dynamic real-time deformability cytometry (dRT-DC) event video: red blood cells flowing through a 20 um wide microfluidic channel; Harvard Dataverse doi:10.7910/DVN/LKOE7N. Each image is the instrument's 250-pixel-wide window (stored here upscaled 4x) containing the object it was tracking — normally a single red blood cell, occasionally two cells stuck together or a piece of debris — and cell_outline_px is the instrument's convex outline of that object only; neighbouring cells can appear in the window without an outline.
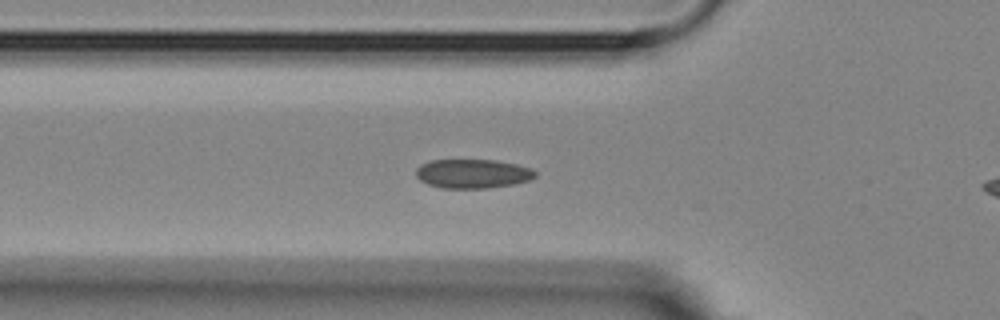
{"species": "Egyptian fruit bat (a non-hibernating species)", "species_latin": "Rousettus aegyptiacus", "temperature_condition": "room temperature", "stored_images_in_passage": 19, "camera_frame_rate_fps": 3000, "um_per_image_px": 0.085, "animal": {"sex": "female"}, "frame": {"image": 1, "passage_image": 16, "time_ms": 5.0, "image_size_px": [1000, 320], "cell_outline_px": [[536, 176], [528, 180], [512, 184], [488, 188], [440, 188], [428, 184], [420, 180], [416, 176], [416, 168], [420, 164], [432, 160], [496, 160], [516, 164], [532, 168], [536, 172]], "centroid_in_image_um": [40.16, 14.76], "position_along_channel_um": 85.6, "area_um2": 20.23}}